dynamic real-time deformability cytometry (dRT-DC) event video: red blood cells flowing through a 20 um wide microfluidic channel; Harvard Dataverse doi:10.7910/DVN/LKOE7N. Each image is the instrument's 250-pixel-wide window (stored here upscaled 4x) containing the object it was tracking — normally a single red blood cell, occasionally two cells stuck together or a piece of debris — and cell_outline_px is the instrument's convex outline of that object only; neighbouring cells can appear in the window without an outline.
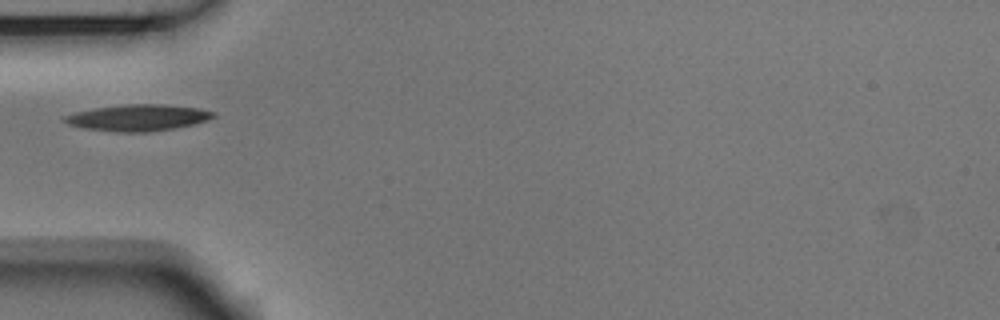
{"species": "Egyptian fruit bat (a non-hibernating species)", "species_latin": "Rousettus aegyptiacus", "temperature_condition": "room temperature", "stored_images_in_passage": 7, "camera_frame_rate_fps": 3000, "um_per_image_px": 0.085, "animal": {"sex": "male"}, "frame": {"image": 1, "passage_image": 1, "time_ms": 0.0, "image_size_px": [1000, 320], "cell_outline_px": [[216, 116], [208, 120], [196, 124], [148, 132], [112, 132], [84, 128], [68, 124], [64, 120], [64, 116], [76, 112], [92, 108], [124, 104], [164, 104], [200, 108], [216, 112]], "centroid_in_image_um": [11.76, 10.0], "position_along_channel_um": 73.2, "area_um2": 23.06}}
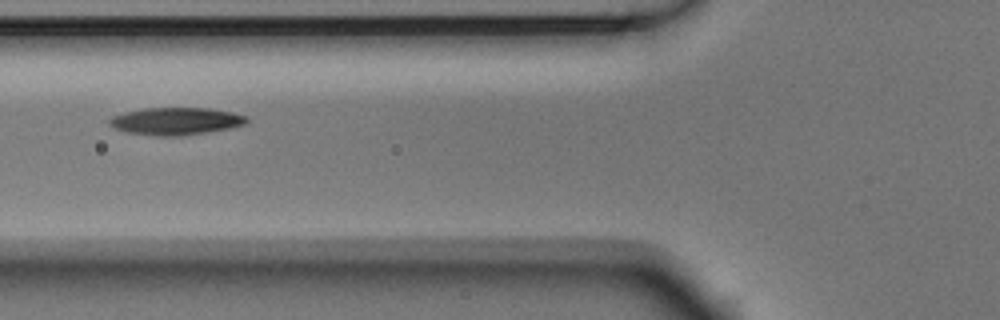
{"frame": {"image": 2, "passage_image": 4, "time_ms": 1.0, "image_size_px": [1000, 320], "cell_outline_px": [[248, 120], [244, 124], [228, 128], [180, 136], [156, 136], [124, 132], [112, 128], [108, 124], [108, 120], [112, 116], [124, 112], [144, 108], [208, 108], [232, 112], [248, 116]], "centroid_in_image_um": [14.88, 10.3], "position_along_channel_um": 110.9, "area_um2": 21.96}}
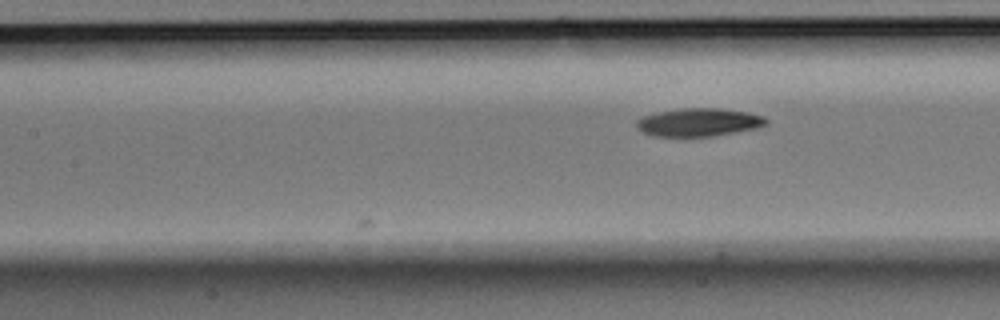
{"frame": {"image": 3, "passage_image": 7, "time_ms": 2.0, "image_size_px": [1000, 320], "cell_outline_px": [[768, 124], [756, 128], [712, 136], [652, 136], [636, 128], [636, 120], [644, 116], [660, 112], [680, 108], [720, 108], [748, 112], [764, 116], [768, 120]], "centroid_in_image_um": [59.41, 10.39], "position_along_channel_um": 148.0, "area_um2": 21.15}}